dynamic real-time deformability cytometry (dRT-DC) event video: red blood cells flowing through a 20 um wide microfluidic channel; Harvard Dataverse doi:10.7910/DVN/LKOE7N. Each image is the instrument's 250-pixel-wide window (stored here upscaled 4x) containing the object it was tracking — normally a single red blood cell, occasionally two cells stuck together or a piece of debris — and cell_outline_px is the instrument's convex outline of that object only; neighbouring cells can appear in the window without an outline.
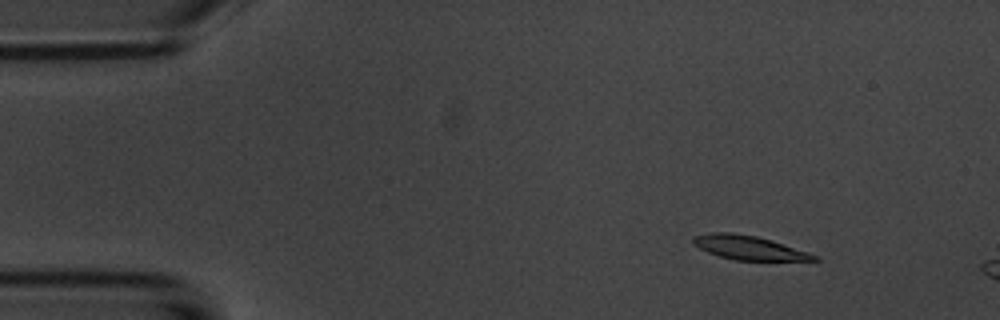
{"species": "common noctule bat (a hibernating species)", "species_latin": "Nyctalus noctula", "temperature_condition": "room temperature", "stored_images_in_passage": 4, "camera_frame_rate_fps": 3000, "um_per_image_px": 0.085, "animal": {"sex": "male", "body_mass_g": 20.1, "forearm_length_mm": 53.5}, "frame": {"image": 1, "passage_image": 2, "time_ms": 1.333, "image_size_px": [1000, 320], "cell_outline_px": [[820, 260], [736, 260], [720, 256], [708, 252], [692, 244], [692, 236], [712, 232], [732, 232], [756, 236], [772, 240], [820, 256]], "centroid_in_image_um": [63.64, 21.04], "position_along_channel_um": 21.4, "area_um2": 16.88}}